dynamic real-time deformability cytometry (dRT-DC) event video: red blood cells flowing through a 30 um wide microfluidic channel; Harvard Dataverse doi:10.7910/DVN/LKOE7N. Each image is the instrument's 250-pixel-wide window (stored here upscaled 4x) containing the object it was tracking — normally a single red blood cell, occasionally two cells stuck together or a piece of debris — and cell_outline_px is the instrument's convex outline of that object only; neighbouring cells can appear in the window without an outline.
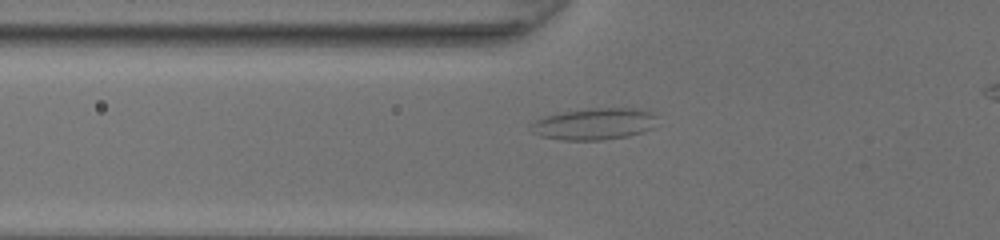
{"species": "common noctule bat (a hibernating species)", "species_latin": "Nyctalus noctula", "temperature_condition": "room temperature", "stored_images_in_passage": 36, "camera_frame_rate_fps": 3000, "um_per_image_px": 0.085, "animal": {"sex": "female", "body_mass_g": 20.0, "forearm_length_mm": 54.0}, "frame": {"image": 1, "passage_image": 7, "time_ms": 2.0, "image_size_px": [1000, 240], "cell_outline_px": [[656, 116], [652, 128], [644, 132], [628, 136], [600, 140], [560, 140], [540, 136], [532, 132], [528, 128], [528, 124], [544, 116], [564, 112], [588, 108], [644, 108], [652, 112]], "centroid_in_image_um": [50.49, 10.53], "position_along_channel_um": 75.3, "area_um2": 23.58}}
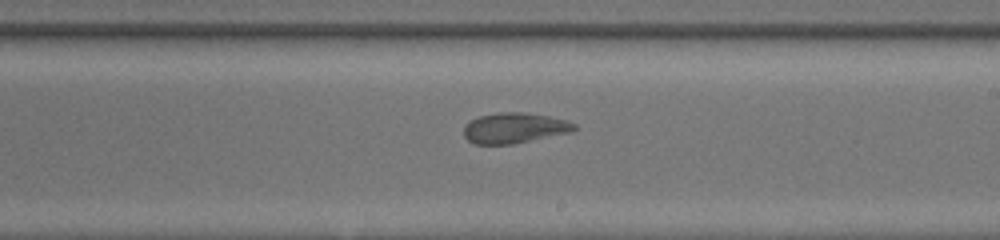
{"frame": {"image": 2, "passage_image": 19, "time_ms": 6.0, "image_size_px": [1000, 240], "cell_outline_px": [[576, 128], [572, 132], [512, 144], [476, 144], [468, 140], [464, 136], [464, 124], [480, 116], [496, 112], [524, 112], [548, 116], [568, 120], [576, 124]], "centroid_in_image_um": [43.74, 10.87], "position_along_channel_um": 245.3, "area_um2": 19.65}}
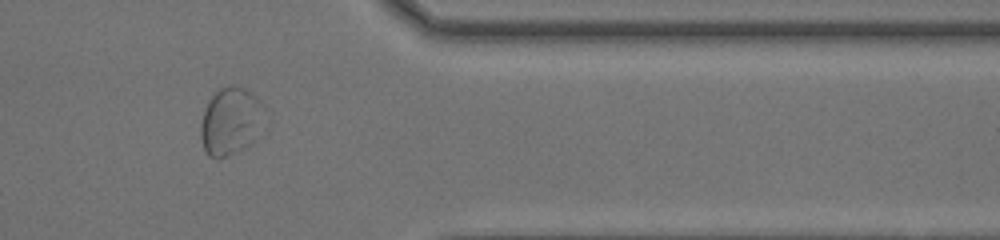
{"frame": {"image": 3, "passage_image": 30, "time_ms": 9.667, "image_size_px": [1000, 240], "cell_outline_px": [[272, 120], [268, 128], [256, 140], [244, 148], [228, 156], [216, 160], [208, 156], [204, 148], [200, 136], [200, 124], [204, 108], [208, 100], [220, 88], [244, 88], [252, 92], [256, 96]], "centroid_in_image_um": [19.72, 10.36], "position_along_channel_um": 391.7, "area_um2": 26.41}}